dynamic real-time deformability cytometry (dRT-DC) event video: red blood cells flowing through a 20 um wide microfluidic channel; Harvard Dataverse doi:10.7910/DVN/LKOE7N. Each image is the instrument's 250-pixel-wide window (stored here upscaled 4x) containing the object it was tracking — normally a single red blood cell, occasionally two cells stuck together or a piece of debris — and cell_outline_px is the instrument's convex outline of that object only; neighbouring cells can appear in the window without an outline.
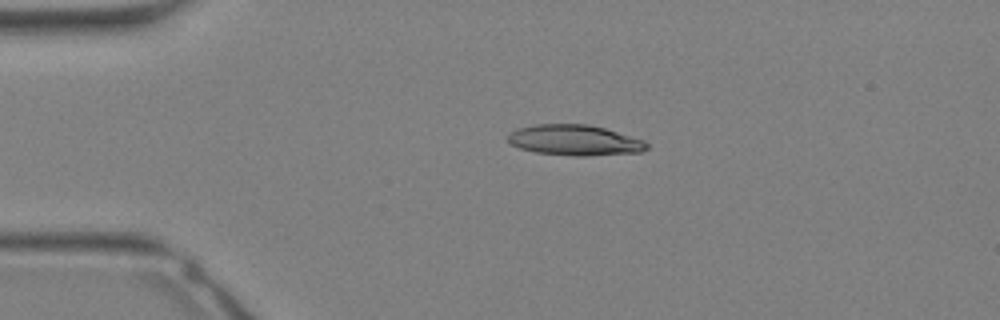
{"species": "Egyptian fruit bat (a non-hibernating species)", "species_latin": "Rousettus aegyptiacus", "temperature_condition": "warm", "stored_images_in_passage": 6, "camera_frame_rate_fps": 3000, "um_per_image_px": 0.085, "animal": {"sex": "female"}, "frame": {"image": 1, "passage_image": 1, "time_ms": 0.0, "image_size_px": [1000, 320], "cell_outline_px": [[648, 148], [640, 152], [584, 156], [572, 156], [536, 152], [520, 148], [512, 144], [508, 140], [508, 132], [520, 128], [536, 124], [588, 124], [604, 128], [644, 140], [648, 144]], "centroid_in_image_um": [48.85, 11.91], "position_along_channel_um": 36.2, "area_um2": 24.62}}
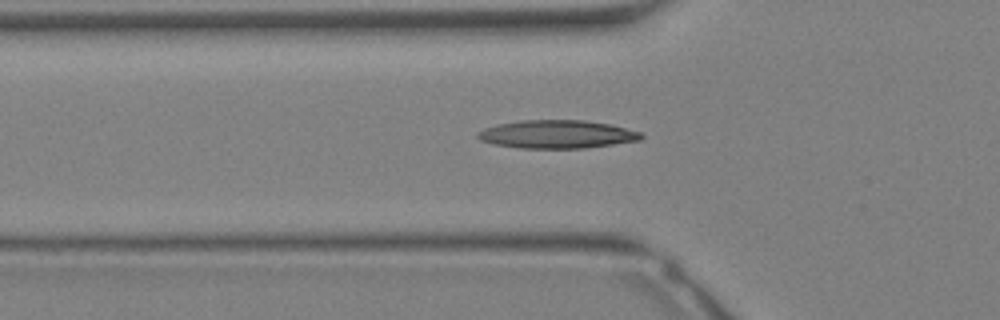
{"frame": {"image": 2, "passage_image": 5, "time_ms": 1.333, "image_size_px": [1000, 320], "cell_outline_px": [[644, 136], [640, 140], [584, 148], [520, 148], [492, 144], [480, 140], [476, 136], [476, 132], [484, 128], [500, 124], [520, 120], [584, 120], [612, 124], [640, 132]], "centroid_in_image_um": [47.32, 11.41], "position_along_channel_um": 78.5, "area_um2": 26.88}}